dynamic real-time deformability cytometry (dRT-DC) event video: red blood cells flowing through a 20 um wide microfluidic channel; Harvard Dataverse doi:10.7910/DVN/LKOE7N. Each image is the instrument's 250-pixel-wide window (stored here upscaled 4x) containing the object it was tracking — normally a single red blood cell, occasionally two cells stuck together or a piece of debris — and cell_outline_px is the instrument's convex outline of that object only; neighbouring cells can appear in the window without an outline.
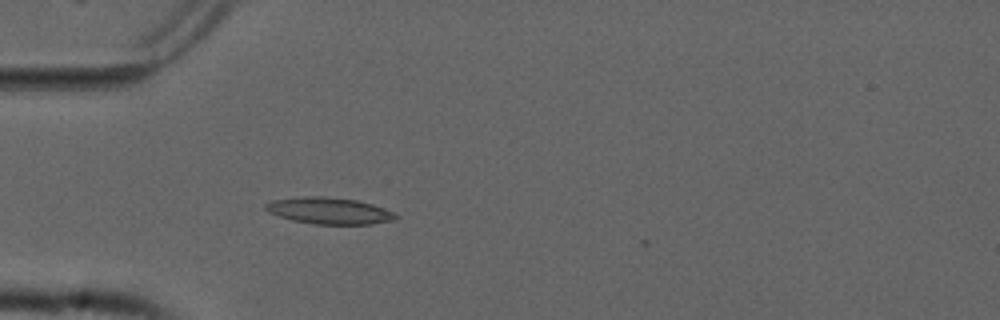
{"species": "common noctule bat (a hibernating species)", "species_latin": "Nyctalus noctula", "temperature_condition": "cold", "stored_images_in_passage": 37, "camera_frame_rate_fps": 3000, "um_per_image_px": 0.085, "animal": {"sex": "male", "forearm_length_mm": 52.5}, "frame": {"image": 1, "passage_image": 1, "time_ms": 0.0, "image_size_px": [1000, 320], "cell_outline_px": [[400, 216], [392, 220], [372, 224], [312, 224], [292, 220], [268, 212], [264, 208], [264, 204], [272, 200], [304, 196], [324, 196], [356, 200], [372, 204], [384, 208]], "centroid_in_image_um": [27.95, 17.91], "position_along_channel_um": 57.0, "area_um2": 20.11}}
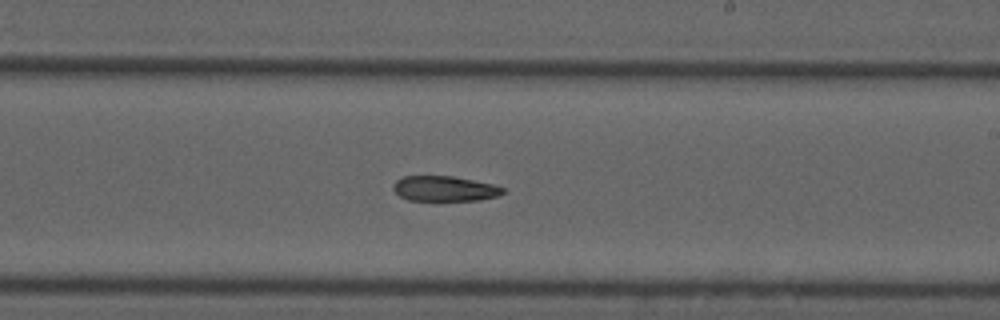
{"frame": {"image": 2, "passage_image": 17, "time_ms": 5.333, "image_size_px": [1000, 320], "cell_outline_px": [[504, 192], [496, 196], [480, 200], [408, 200], [400, 196], [392, 188], [392, 184], [396, 180], [404, 176], [452, 176], [492, 184], [504, 188]], "centroid_in_image_um": [37.75, 16.03], "position_along_channel_um": 251.3, "area_um2": 15.95}}
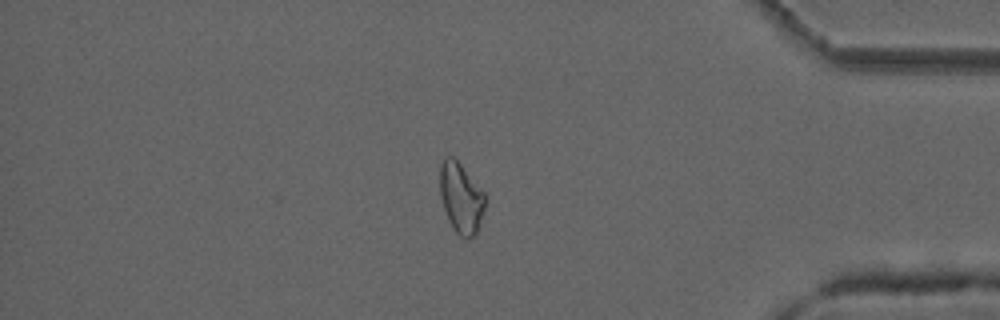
{"frame": {"image": 3, "passage_image": 31, "time_ms": 10.0, "image_size_px": [1000, 320], "cell_outline_px": [[484, 208], [476, 232], [472, 236], [460, 236], [456, 232], [444, 208], [440, 196], [440, 164], [444, 156], [452, 156], [460, 164], [484, 192]], "centroid_in_image_um": [39.16, 16.76], "position_along_channel_um": 396.0, "area_um2": 17.86}}